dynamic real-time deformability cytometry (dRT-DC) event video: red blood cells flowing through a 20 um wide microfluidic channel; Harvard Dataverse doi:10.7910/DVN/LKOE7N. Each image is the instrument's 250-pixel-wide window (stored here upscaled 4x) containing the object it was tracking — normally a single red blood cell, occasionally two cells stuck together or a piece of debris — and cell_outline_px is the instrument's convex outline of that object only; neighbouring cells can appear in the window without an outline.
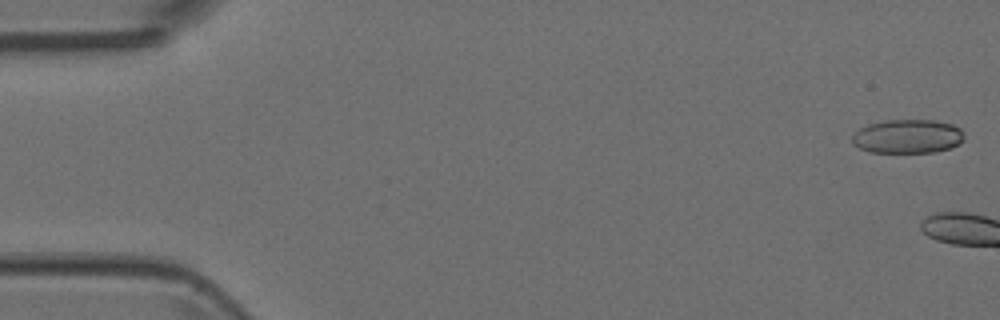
{"species": "Egyptian fruit bat (a non-hibernating species)", "species_latin": "Rousettus aegyptiacus", "temperature_condition": "room temperature", "stored_images_in_passage": 5, "camera_frame_rate_fps": 3000, "um_per_image_px": 0.085, "animal": {"sex": "female"}, "frame": {"image": 1, "passage_image": 1, "time_ms": 0.0, "image_size_px": [1000, 320], "cell_outline_px": [[964, 140], [960, 144], [952, 148], [936, 152], [868, 152], [852, 144], [852, 136], [860, 128], [868, 124], [888, 120], [936, 120], [952, 124], [960, 128], [964, 136]], "centroid_in_image_um": [77.18, 11.6], "position_along_channel_um": 7.8, "area_um2": 22.31}}